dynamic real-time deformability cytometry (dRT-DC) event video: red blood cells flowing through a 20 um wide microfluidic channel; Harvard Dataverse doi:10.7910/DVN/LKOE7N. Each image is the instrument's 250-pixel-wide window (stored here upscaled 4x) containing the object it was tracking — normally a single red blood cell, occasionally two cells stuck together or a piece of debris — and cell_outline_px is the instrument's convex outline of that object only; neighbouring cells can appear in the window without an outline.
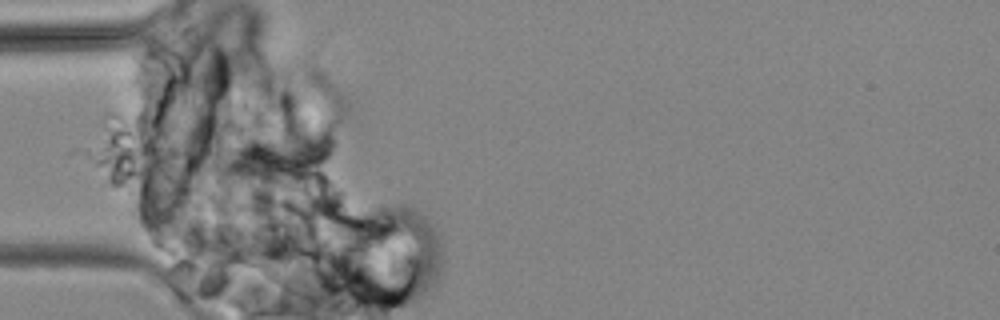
{"species": "common noctule bat (a hibernating species)", "species_latin": "Nyctalus noctula", "temperature_condition": "cold", "stored_images_in_passage": 6, "camera_frame_rate_fps": 3000, "um_per_image_px": 0.085, "animal": {"sex": "male", "body_mass_g": 19.2, "forearm_length_mm": 51.8}, "frame": {"image": 1, "passage_image": 2, "time_ms": 1.667, "image_size_px": [1000, 320], "cell_outline_px": [[328, 160], [324, 164], [272, 184], [268, 184], [212, 180], [212, 152], [248, 136], [276, 132], [312, 132], [324, 136], [328, 144]], "centroid_in_image_um": [22.9, 13.37], "position_along_channel_um": 62.1, "area_um2": 34.45}}
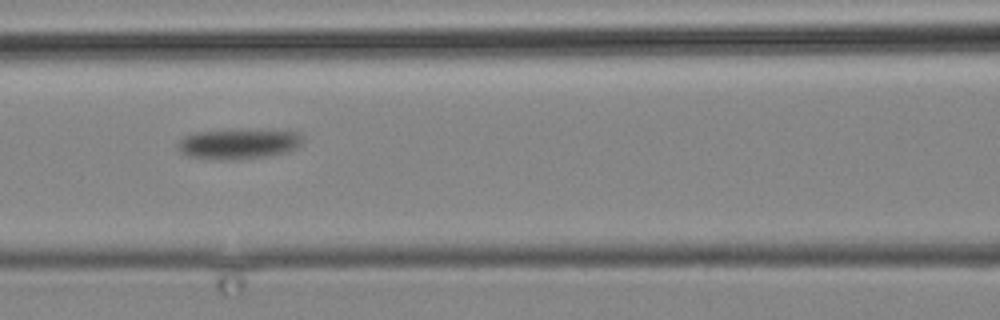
{"frame": {"image": 2, "passage_image": 5, "time_ms": 6.333, "image_size_px": [1000, 320], "cell_outline_px": [[304, 140], [296, 148], [288, 152], [264, 156], [232, 160], [188, 156], [180, 152], [176, 148], [176, 144], [184, 136], [196, 132], [300, 132], [304, 136]], "centroid_in_image_um": [20.25, 12.27], "position_along_channel_um": 146.3, "area_um2": 20.92}}